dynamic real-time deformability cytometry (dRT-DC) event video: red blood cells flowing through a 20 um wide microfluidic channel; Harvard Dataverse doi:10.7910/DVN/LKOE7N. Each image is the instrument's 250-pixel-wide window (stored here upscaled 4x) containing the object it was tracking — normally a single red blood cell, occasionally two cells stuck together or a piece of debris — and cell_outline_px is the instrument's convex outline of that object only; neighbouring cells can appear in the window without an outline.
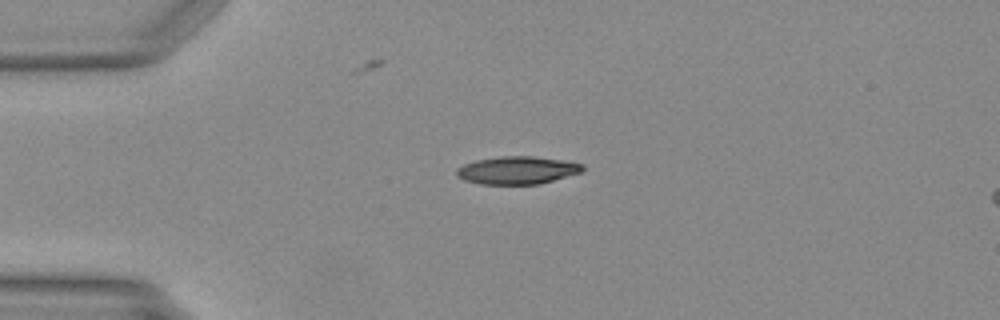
{"species": "Egyptian fruit bat (a non-hibernating species)", "species_latin": "Rousettus aegyptiacus", "temperature_condition": "warm", "stored_images_in_passage": 49, "camera_frame_rate_fps": 3000, "um_per_image_px": 0.085, "animal": {"sex": "female"}, "frame": {"image": 1, "passage_image": 11, "time_ms": 3.333, "image_size_px": [1000, 320], "cell_outline_px": [[584, 172], [540, 184], [480, 184], [464, 180], [456, 176], [456, 168], [464, 164], [476, 160], [500, 156], [532, 156], [560, 160], [584, 164]], "centroid_in_image_um": [43.97, 14.47], "position_along_channel_um": 41.0, "area_um2": 20.52}}
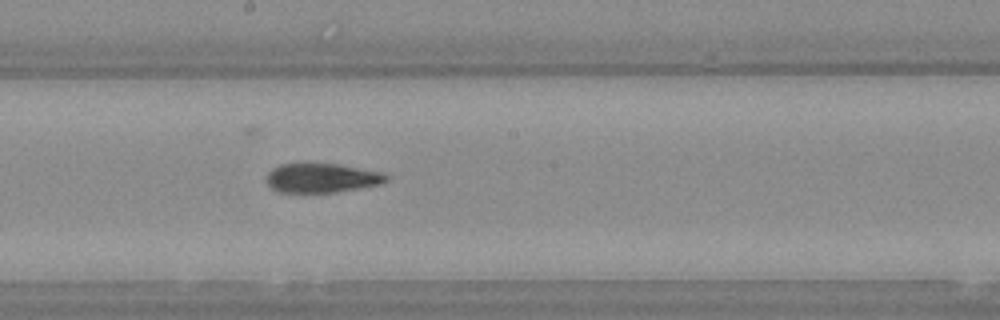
{"frame": {"image": 2, "passage_image": 26, "time_ms": 8.333, "image_size_px": [1000, 320], "cell_outline_px": [[388, 180], [380, 184], [336, 192], [280, 192], [272, 188], [268, 184], [268, 172], [272, 168], [280, 164], [336, 164], [384, 172], [388, 176]], "centroid_in_image_um": [27.38, 15.12], "position_along_channel_um": 220.8, "area_um2": 20.17}}
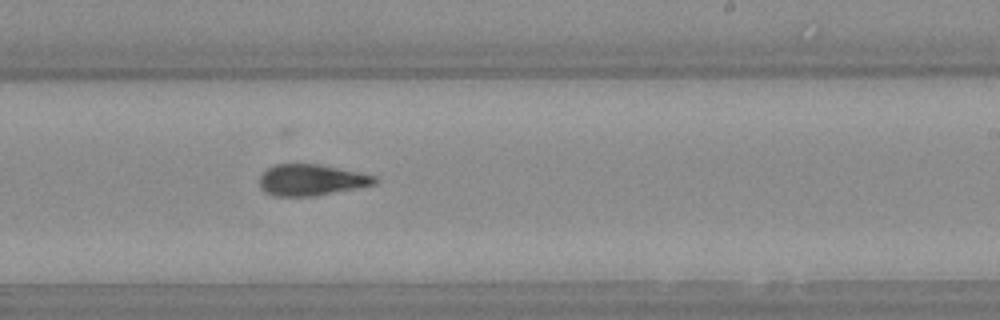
{"frame": {"image": 3, "passage_image": 29, "time_ms": 9.333, "image_size_px": [1000, 320], "cell_outline_px": [[376, 184], [312, 196], [276, 196], [264, 192], [260, 184], [260, 176], [268, 168], [276, 164], [320, 164], [376, 176]], "centroid_in_image_um": [26.43, 15.29], "position_along_channel_um": 262.6, "area_um2": 20.63}}